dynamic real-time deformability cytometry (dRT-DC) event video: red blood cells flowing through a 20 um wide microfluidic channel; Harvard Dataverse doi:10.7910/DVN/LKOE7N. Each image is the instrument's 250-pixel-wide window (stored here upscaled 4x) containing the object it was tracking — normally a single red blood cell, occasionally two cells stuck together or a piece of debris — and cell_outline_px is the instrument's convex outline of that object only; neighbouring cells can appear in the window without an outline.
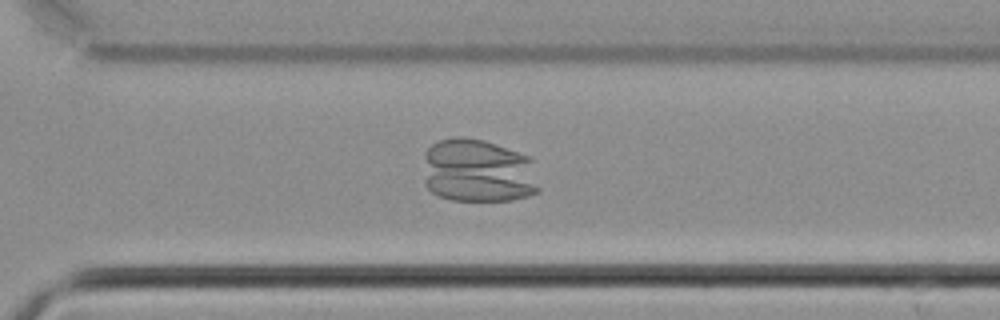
{"species": "common noctule bat (a hibernating species)", "species_latin": "Nyctalus noctula", "temperature_condition": "cold", "stored_images_in_passage": 36, "camera_frame_rate_fps": 3000, "um_per_image_px": 0.085, "animal": {"sex": "male", "body_mass_g": 21.5, "forearm_length_mm": 52.0}, "frame": {"image": 1, "passage_image": 31, "time_ms": 10.0, "image_size_px": [1000, 320], "cell_outline_px": [[540, 192], [528, 196], [512, 200], [452, 200], [440, 196], [432, 192], [424, 184], [424, 152], [432, 144], [440, 140], [456, 136], [484, 140], [528, 156], [532, 160], [540, 188]], "centroid_in_image_um": [40.63, 14.53], "position_along_channel_um": 330.0, "area_um2": 43.35}}